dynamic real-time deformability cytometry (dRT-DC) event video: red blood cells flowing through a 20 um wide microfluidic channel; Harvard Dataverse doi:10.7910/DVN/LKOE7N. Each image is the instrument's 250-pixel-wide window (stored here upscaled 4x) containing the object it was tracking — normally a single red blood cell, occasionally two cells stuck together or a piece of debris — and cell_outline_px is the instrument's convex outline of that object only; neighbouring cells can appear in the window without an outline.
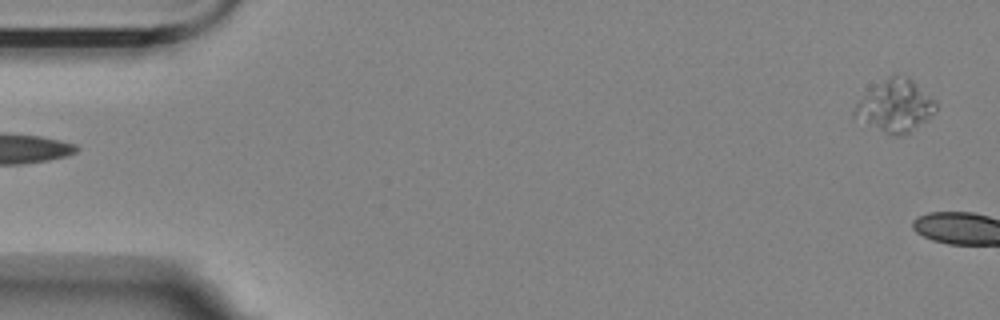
{"species": "Egyptian fruit bat (a non-hibernating species)", "species_latin": "Rousettus aegyptiacus", "temperature_condition": "room temperature", "stored_images_in_passage": 6, "camera_frame_rate_fps": 3000, "um_per_image_px": 0.085, "animal": {"sex": "female"}, "frame": {"image": 1, "passage_image": 6, "time_ms": 5.667, "image_size_px": [1000, 320], "cell_outline_px": [[936, 112], [928, 120], [908, 136], [892, 136], [852, 120], [852, 112], [856, 104], [868, 92], [888, 76], [908, 76], [936, 100]], "centroid_in_image_um": [76.1, 9.08], "position_along_channel_um": 8.9, "area_um2": 25.37}}